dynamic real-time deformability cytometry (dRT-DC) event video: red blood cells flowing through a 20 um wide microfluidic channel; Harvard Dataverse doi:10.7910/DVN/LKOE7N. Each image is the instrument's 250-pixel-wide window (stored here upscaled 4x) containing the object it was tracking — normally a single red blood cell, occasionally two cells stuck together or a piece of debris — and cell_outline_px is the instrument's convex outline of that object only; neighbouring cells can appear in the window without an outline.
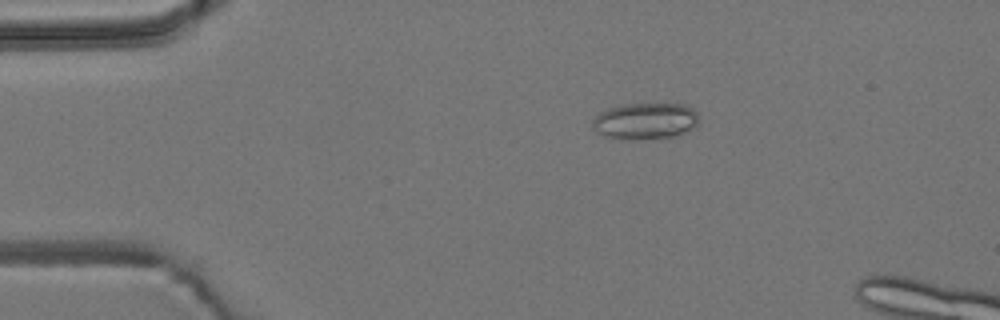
{"species": "common noctule bat (a hibernating species)", "species_latin": "Nyctalus noctula", "temperature_condition": "room temperature", "stored_images_in_passage": 40, "camera_frame_rate_fps": 3000, "um_per_image_px": 0.085, "animal": {"sex": "male", "body_mass_g": 19.2, "forearm_length_mm": 51.8}, "frame": {"image": 1, "passage_image": 3, "time_ms": 0.667, "image_size_px": [1000, 320], "cell_outline_px": [[696, 124], [688, 132], [676, 136], [620, 140], [604, 136], [596, 132], [592, 128], [592, 120], [600, 112], [608, 108], [624, 104], [688, 104], [696, 112]], "centroid_in_image_um": [54.8, 10.29], "position_along_channel_um": 30.2, "area_um2": 22.66}}
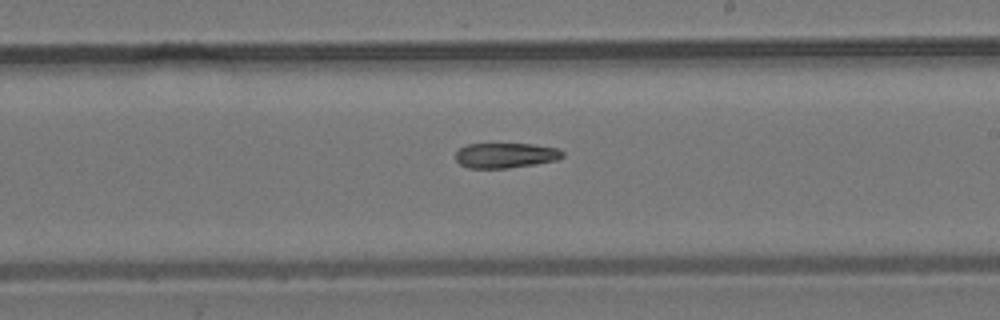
{"frame": {"image": 2, "passage_image": 24, "time_ms": 7.667, "image_size_px": [1000, 320], "cell_outline_px": [[564, 156], [556, 160], [536, 164], [508, 168], [468, 168], [460, 164], [456, 160], [456, 152], [460, 148], [468, 144], [532, 144], [560, 148], [564, 152]], "centroid_in_image_um": [43.0, 13.2], "position_along_channel_um": 246.0, "area_um2": 15.72}}
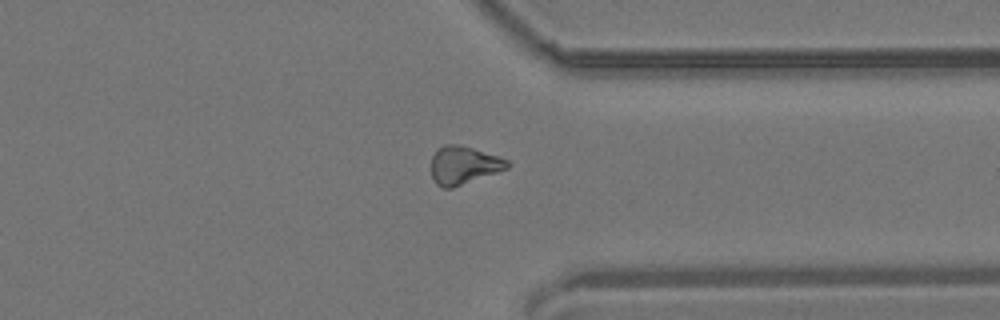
{"frame": {"image": 3, "passage_image": 34, "time_ms": 11.0, "image_size_px": [1000, 320], "cell_outline_px": [[508, 168], [452, 188], [444, 188], [436, 184], [432, 180], [432, 156], [436, 148], [444, 144], [460, 144], [500, 156], [508, 160]], "centroid_in_image_um": [39.38, 14.02], "position_along_channel_um": 372.0, "area_um2": 16.94}}